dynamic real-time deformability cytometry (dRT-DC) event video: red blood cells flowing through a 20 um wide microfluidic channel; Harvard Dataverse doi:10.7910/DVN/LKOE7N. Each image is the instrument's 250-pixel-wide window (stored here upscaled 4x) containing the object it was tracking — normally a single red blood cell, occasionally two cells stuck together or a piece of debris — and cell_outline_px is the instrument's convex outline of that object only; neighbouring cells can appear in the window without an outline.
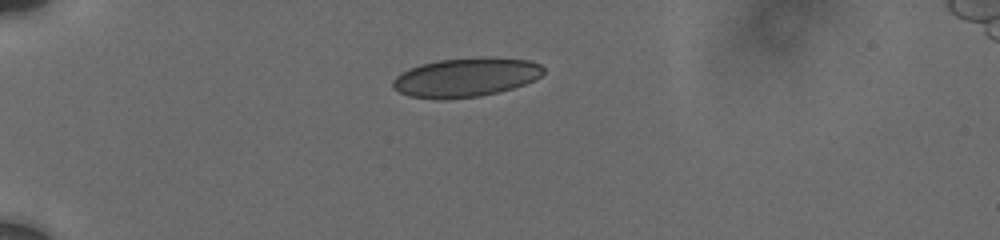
{"species": "human", "species_latin": "Homo sapiens", "temperature_condition": "cold", "stored_images_in_passage": 18, "camera_frame_rate_fps": 3000, "um_per_image_px": 0.085, "donor": {"sex": "male"}, "frame": {"image": 1, "passage_image": 1, "time_ms": 0.0, "image_size_px": [1000, 240], "cell_outline_px": [[544, 72], [540, 76], [524, 84], [512, 88], [496, 92], [476, 96], [408, 96], [392, 88], [392, 80], [396, 76], [420, 64], [440, 60], [480, 56], [528, 60], [540, 64], [544, 68]], "centroid_in_image_um": [39.63, 6.52], "position_along_channel_um": 45.4, "area_um2": 33.12}}
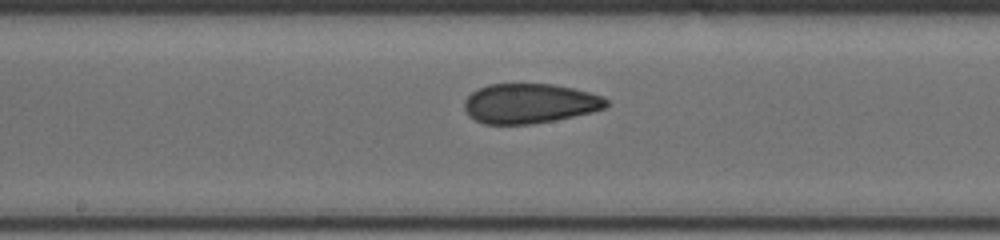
{"frame": {"image": 2, "passage_image": 10, "time_ms": 5.333, "image_size_px": [1000, 240], "cell_outline_px": [[608, 104], [604, 108], [592, 112], [556, 120], [528, 124], [484, 124], [468, 116], [464, 108], [464, 100], [472, 92], [488, 84], [552, 84], [572, 88], [604, 96], [608, 100]], "centroid_in_image_um": [45.01, 8.8], "position_along_channel_um": 203.2, "area_um2": 32.89}}
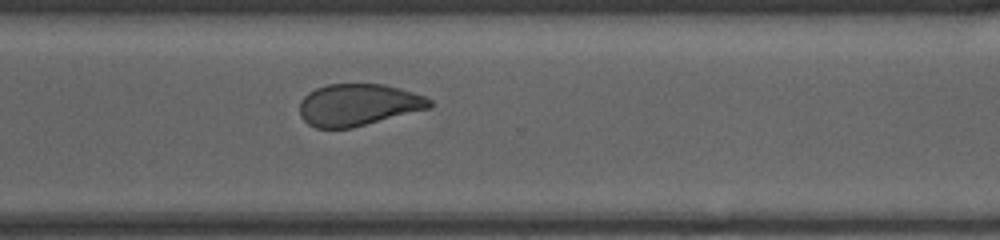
{"frame": {"image": 3, "passage_image": 18, "time_ms": 9.0, "image_size_px": [1000, 240], "cell_outline_px": [[432, 108], [352, 128], [316, 128], [308, 124], [300, 116], [300, 100], [308, 92], [316, 88], [328, 84], [384, 84], [400, 88], [424, 96], [432, 100]], "centroid_in_image_um": [30.46, 8.91], "position_along_channel_um": 340.1, "area_um2": 31.96}}